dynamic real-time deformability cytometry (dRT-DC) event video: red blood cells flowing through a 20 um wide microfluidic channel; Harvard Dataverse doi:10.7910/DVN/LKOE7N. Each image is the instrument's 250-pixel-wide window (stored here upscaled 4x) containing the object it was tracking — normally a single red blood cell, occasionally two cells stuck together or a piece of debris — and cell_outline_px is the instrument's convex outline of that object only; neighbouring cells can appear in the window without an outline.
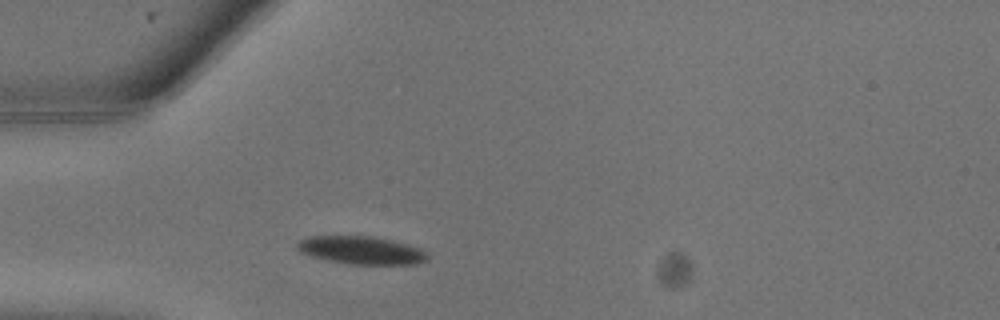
{"species": "common noctule bat (a hibernating species)", "species_latin": "Nyctalus noctula", "temperature_condition": "warm", "stored_images_in_passage": 15, "camera_frame_rate_fps": 3000, "um_per_image_px": 0.085, "animal": {"sex": "male", "body_mass_g": 13.3}, "frame": {"image": 1, "passage_image": 3, "time_ms": 0.667, "image_size_px": [1000, 320], "cell_outline_px": [[428, 260], [416, 264], [348, 264], [328, 260], [312, 256], [300, 252], [296, 248], [296, 244], [300, 240], [308, 236], [372, 236], [420, 248], [428, 252]], "centroid_in_image_um": [30.7, 21.27], "position_along_channel_um": 54.3, "area_um2": 21.1}}
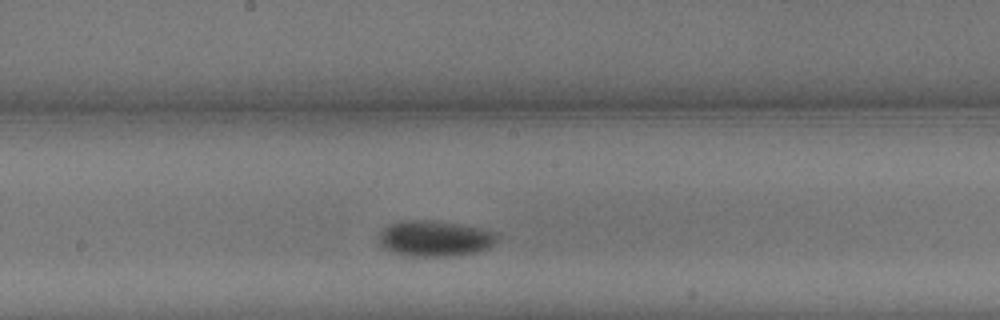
{"frame": {"image": 2, "passage_image": 9, "time_ms": 2.667, "image_size_px": [1000, 320], "cell_outline_px": [[500, 236], [488, 248], [476, 252], [456, 256], [404, 256], [388, 252], [380, 248], [380, 232], [388, 224], [400, 220], [428, 220], [456, 224], [480, 228], [496, 232]], "centroid_in_image_um": [36.91, 20.29], "position_along_channel_um": 211.3, "area_um2": 24.97}}
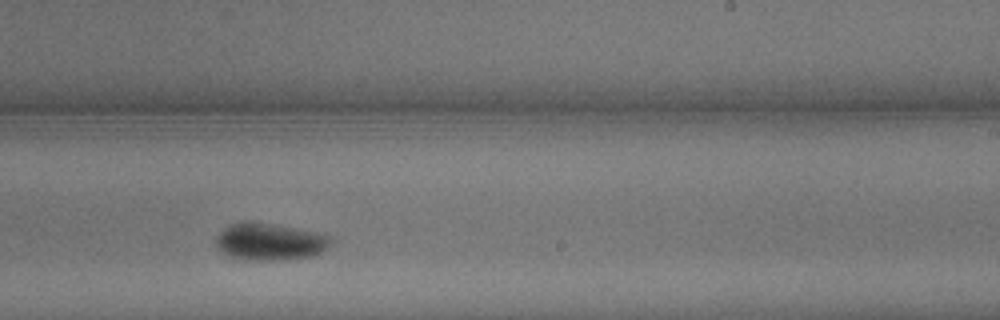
{"frame": {"image": 3, "passage_image": 11, "time_ms": 3.333, "image_size_px": [1000, 320], "cell_outline_px": [[332, 240], [316, 256], [268, 260], [260, 260], [232, 256], [216, 248], [216, 236], [224, 228], [232, 224], [272, 224], [296, 228], [316, 232], [332, 236]], "centroid_in_image_um": [22.97, 20.55], "position_along_channel_um": 266.0, "area_um2": 23.81}}